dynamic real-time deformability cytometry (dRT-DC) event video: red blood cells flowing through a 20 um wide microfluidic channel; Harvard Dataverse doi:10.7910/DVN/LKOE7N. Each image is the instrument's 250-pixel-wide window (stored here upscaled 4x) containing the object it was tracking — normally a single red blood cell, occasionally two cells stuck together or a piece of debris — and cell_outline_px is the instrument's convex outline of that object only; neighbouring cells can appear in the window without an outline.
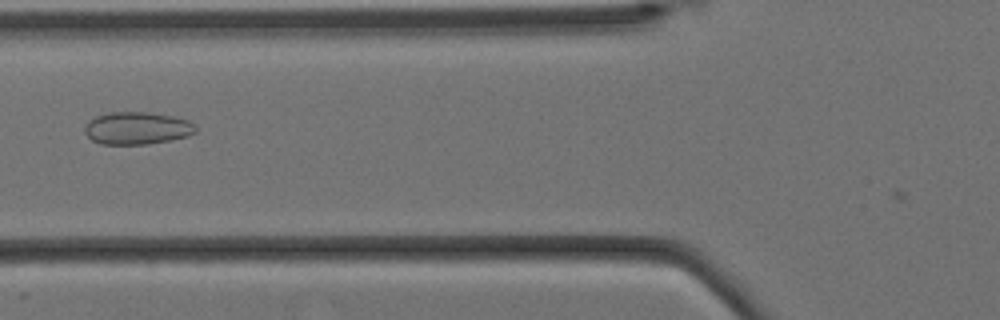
{"species": "Egyptian fruit bat (a non-hibernating species)", "species_latin": "Rousettus aegyptiacus", "temperature_condition": "cold", "stored_images_in_passage": 10, "camera_frame_rate_fps": 3000, "um_per_image_px": 0.085, "animal": {"sex": "female"}, "frame": {"image": 1, "passage_image": 7, "time_ms": 2.0, "image_size_px": [1000, 320], "cell_outline_px": [[196, 132], [188, 136], [172, 140], [148, 144], [100, 144], [92, 140], [84, 132], [84, 124], [88, 120], [96, 116], [112, 112], [148, 112], [172, 116], [188, 120], [196, 124]], "centroid_in_image_um": [11.65, 10.9], "position_along_channel_um": 114.2, "area_um2": 21.21}}
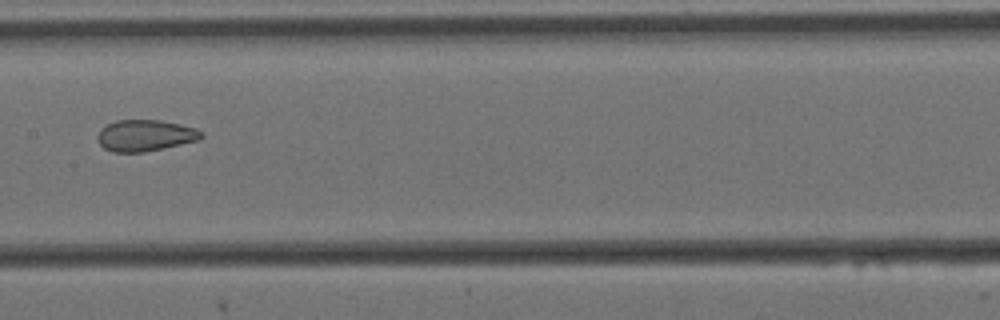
{"frame": {"image": 2, "passage_image": 9, "time_ms": 2.667, "image_size_px": [1000, 320], "cell_outline_px": [[204, 136], [196, 140], [164, 148], [144, 152], [112, 152], [104, 148], [100, 144], [96, 136], [100, 128], [116, 120], [160, 120], [180, 124], [196, 128], [204, 132]], "centroid_in_image_um": [12.32, 11.51], "position_along_channel_um": 195.1, "area_um2": 19.02}}
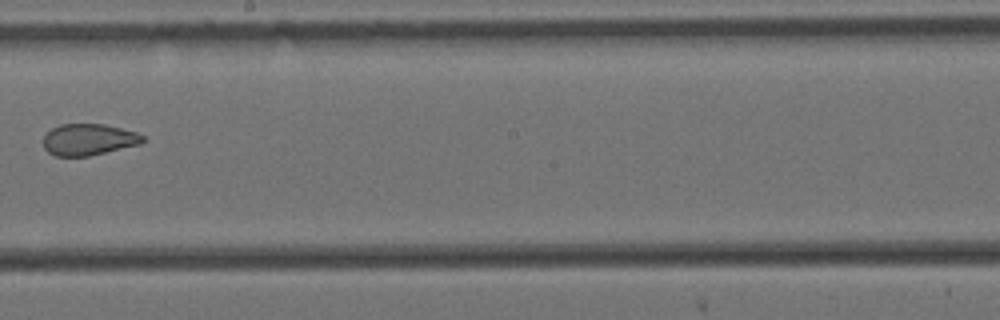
{"frame": {"image": 3, "passage_image": 10, "time_ms": 3.0, "image_size_px": [1000, 320], "cell_outline_px": [[144, 140], [140, 144], [88, 156], [56, 156], [48, 152], [44, 148], [44, 136], [52, 128], [60, 124], [104, 124], [136, 132], [144, 136]], "centroid_in_image_um": [7.52, 11.86], "position_along_channel_um": 240.7, "area_um2": 18.09}}